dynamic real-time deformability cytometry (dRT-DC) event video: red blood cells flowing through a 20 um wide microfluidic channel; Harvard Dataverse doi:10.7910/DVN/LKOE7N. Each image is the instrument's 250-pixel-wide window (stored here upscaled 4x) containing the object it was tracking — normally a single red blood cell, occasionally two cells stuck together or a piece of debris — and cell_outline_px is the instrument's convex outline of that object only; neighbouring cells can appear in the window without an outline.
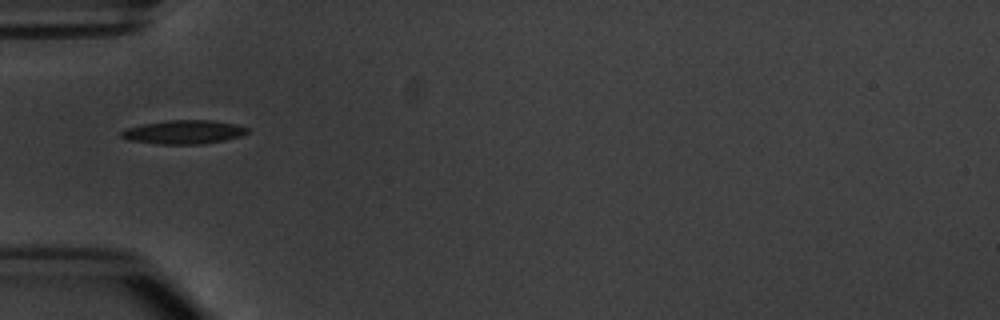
{"species": "common noctule bat (a hibernating species)", "species_latin": "Nyctalus noctula", "temperature_condition": "warm", "stored_images_in_passage": 2, "camera_frame_rate_fps": 3000, "um_per_image_px": 0.085, "animal": {"sex": "male", "body_mass_g": 20.1, "forearm_length_mm": 53.5}, "frame": {"image": 1, "passage_image": 1, "time_ms": 0.0, "image_size_px": [1000, 320], "cell_outline_px": [[248, 132], [240, 136], [224, 140], [204, 144], [156, 144], [128, 140], [120, 136], [120, 132], [128, 128], [140, 124], [168, 120], [212, 120], [236, 124], [248, 128]], "centroid_in_image_um": [15.6, 11.22], "position_along_channel_um": 69.4, "area_um2": 17.51}}